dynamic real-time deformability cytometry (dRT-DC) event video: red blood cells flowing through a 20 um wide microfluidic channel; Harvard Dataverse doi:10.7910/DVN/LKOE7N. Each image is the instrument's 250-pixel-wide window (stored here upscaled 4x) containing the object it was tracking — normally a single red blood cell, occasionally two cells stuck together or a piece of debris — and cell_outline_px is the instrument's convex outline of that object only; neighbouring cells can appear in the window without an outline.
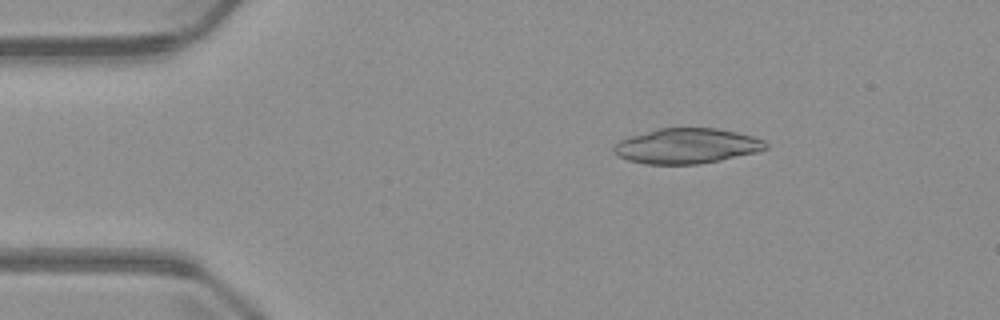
{"species": "common noctule bat (a hibernating species)", "species_latin": "Nyctalus noctula", "temperature_condition": "warm", "stored_images_in_passage": 5, "camera_frame_rate_fps": 3000, "um_per_image_px": 0.085, "animal": {"sex": "male", "body_mass_g": 23.1, "forearm_length_mm": 52.7}, "frame": {"image": 1, "passage_image": 1, "time_ms": 0.0, "image_size_px": [1000, 320], "cell_outline_px": [[768, 148], [756, 152], [720, 160], [696, 164], [644, 164], [628, 160], [612, 152], [612, 148], [620, 140], [628, 136], [656, 128], [716, 128], [736, 132], [752, 136], [764, 140], [768, 144]], "centroid_in_image_um": [58.34, 12.4], "position_along_channel_um": 26.7, "area_um2": 31.21}}